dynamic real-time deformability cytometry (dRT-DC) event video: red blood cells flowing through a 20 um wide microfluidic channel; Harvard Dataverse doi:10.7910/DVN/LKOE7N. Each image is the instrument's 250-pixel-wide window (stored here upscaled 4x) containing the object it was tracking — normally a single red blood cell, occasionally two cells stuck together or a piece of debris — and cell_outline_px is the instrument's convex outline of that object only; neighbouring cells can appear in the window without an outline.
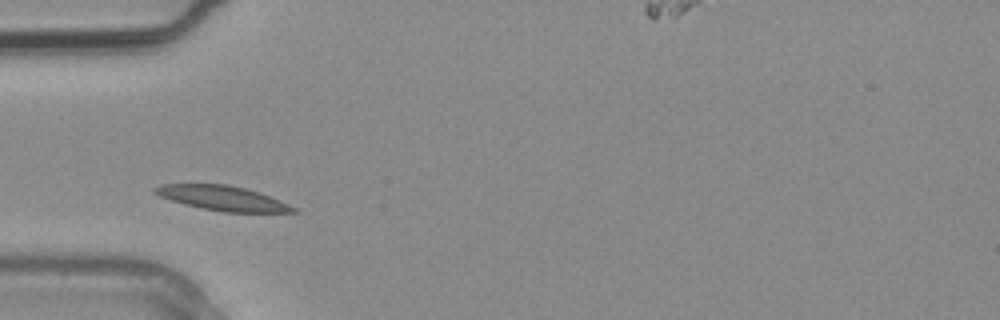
{"species": "common noctule bat (a hibernating species)", "species_latin": "Nyctalus noctula", "temperature_condition": "warm", "stored_images_in_passage": 3, "segment_of_instrument_passage": [1, 2], "camera_frame_rate_fps": 3000, "um_per_image_px": 0.085, "animal": {"sex": "male", "body_mass_g": 20.4}, "frame": {"image": 1, "passage_image": 2, "time_ms": 0.333, "image_size_px": [1000, 320], "cell_outline_px": [[300, 212], [224, 212], [184, 204], [160, 196], [152, 192], [152, 188], [164, 184], [228, 184], [260, 192], [288, 204], [296, 208]], "centroid_in_image_um": [18.92, 16.84], "position_along_channel_um": 66.1, "area_um2": 19.71}}